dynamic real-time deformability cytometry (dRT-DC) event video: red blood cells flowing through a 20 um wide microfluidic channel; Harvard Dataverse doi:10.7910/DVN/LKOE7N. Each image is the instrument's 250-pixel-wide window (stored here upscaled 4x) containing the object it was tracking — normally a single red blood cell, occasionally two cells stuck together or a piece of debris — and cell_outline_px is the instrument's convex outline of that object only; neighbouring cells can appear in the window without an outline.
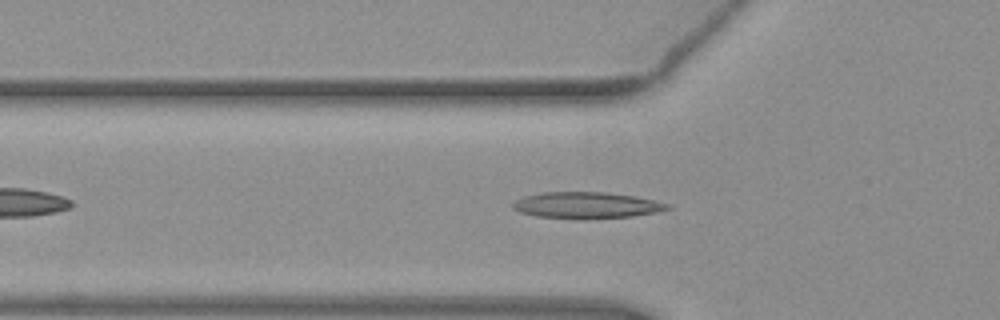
{"species": "common noctule bat (a hibernating species)", "species_latin": "Nyctalus noctula", "temperature_condition": "warm", "stored_images_in_passage": 43, "camera_frame_rate_fps": 3000, "um_per_image_px": 0.085, "animal": {"sex": "female", "body_mass_g": 19.3, "forearm_length_mm": 54.1}, "frame": {"image": 1, "passage_image": 9, "time_ms": 2.667, "image_size_px": [1000, 320], "cell_outline_px": [[672, 208], [656, 212], [632, 216], [580, 220], [536, 216], [520, 212], [512, 208], [512, 204], [516, 200], [524, 196], [544, 192], [604, 192], [632, 196], [652, 200], [668, 204]], "centroid_in_image_um": [49.81, 17.46], "position_along_channel_um": 76.0, "area_um2": 23.76}}
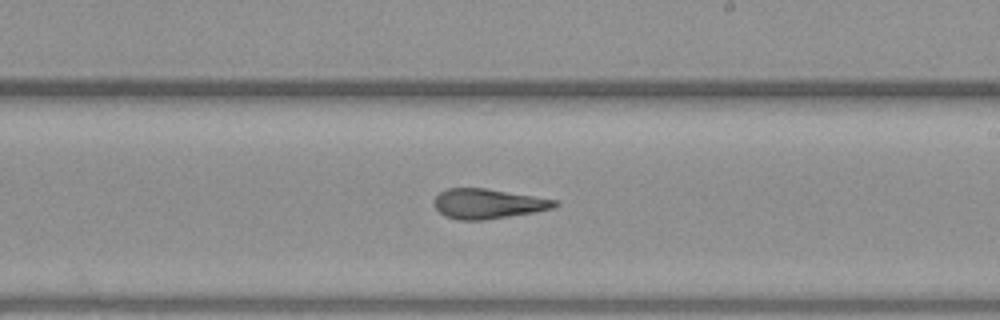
{"frame": {"image": 2, "passage_image": 22, "time_ms": 7.0, "image_size_px": [1000, 320], "cell_outline_px": [[560, 204], [552, 208], [532, 212], [484, 220], [456, 220], [444, 216], [436, 208], [432, 200], [440, 192], [448, 188], [484, 188], [560, 200]], "centroid_in_image_um": [41.46, 17.31], "position_along_channel_um": 247.5, "area_um2": 20.98}}
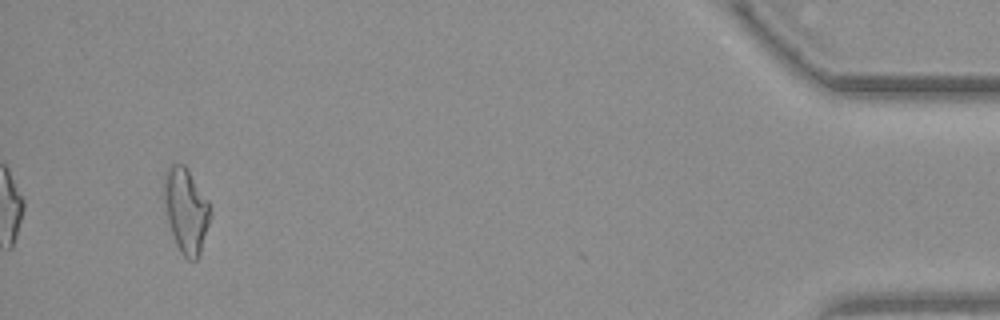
{"frame": {"image": 3, "passage_image": 41, "time_ms": 13.333, "image_size_px": [1000, 320], "cell_outline_px": [[208, 224], [200, 252], [196, 260], [188, 260], [180, 252], [176, 244], [168, 224], [164, 200], [164, 176], [168, 168], [172, 164], [184, 164], [208, 200]], "centroid_in_image_um": [15.77, 17.89], "position_along_channel_um": 419.4, "area_um2": 22.25}, "authors_computed_cell_mechanics": {"area_um2": 21.5016, "velocity_mm_per_s": 3.9376, "shape_relaxation_time_tau1_ms": 10.8483, "shape_relaxation_time_tau2_ms": 1.6579, "deformation_change_tau1": 0.3165, "deformation_change_tau2": 0.1136}}